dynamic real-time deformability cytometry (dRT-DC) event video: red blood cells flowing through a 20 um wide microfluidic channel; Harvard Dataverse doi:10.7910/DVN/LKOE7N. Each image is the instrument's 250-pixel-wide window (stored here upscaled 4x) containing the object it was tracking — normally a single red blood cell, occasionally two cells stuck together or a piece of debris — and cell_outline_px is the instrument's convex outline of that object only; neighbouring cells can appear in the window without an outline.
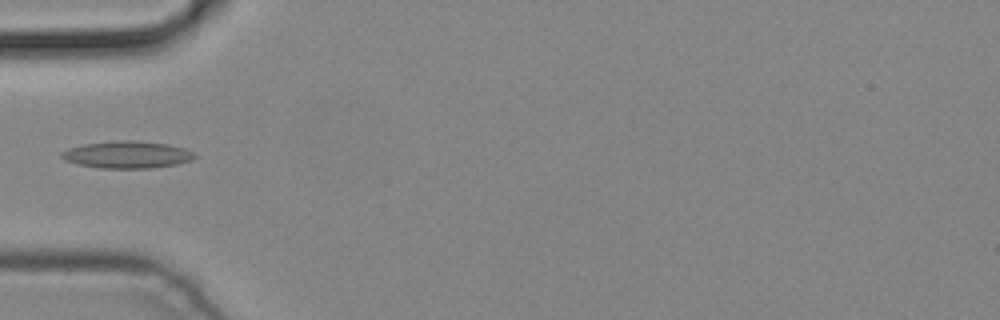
{"species": "common noctule bat (a hibernating species)", "species_latin": "Nyctalus noctula", "temperature_condition": "cold", "stored_images_in_passage": 4, "camera_frame_rate_fps": 3000, "um_per_image_px": 0.085, "animal": {"sex": "male", "body_mass_g": 19.2, "forearm_length_mm": 51.8}, "frame": {"image": 1, "passage_image": 4, "time_ms": 1.0, "image_size_px": [1000, 320], "cell_outline_px": [[196, 156], [192, 160], [176, 164], [152, 168], [100, 168], [76, 164], [64, 160], [60, 156], [60, 152], [68, 148], [84, 144], [124, 140], [132, 140], [168, 144], [184, 148], [192, 152]], "centroid_in_image_um": [10.77, 13.15], "position_along_channel_um": 74.2, "area_um2": 20.98}}